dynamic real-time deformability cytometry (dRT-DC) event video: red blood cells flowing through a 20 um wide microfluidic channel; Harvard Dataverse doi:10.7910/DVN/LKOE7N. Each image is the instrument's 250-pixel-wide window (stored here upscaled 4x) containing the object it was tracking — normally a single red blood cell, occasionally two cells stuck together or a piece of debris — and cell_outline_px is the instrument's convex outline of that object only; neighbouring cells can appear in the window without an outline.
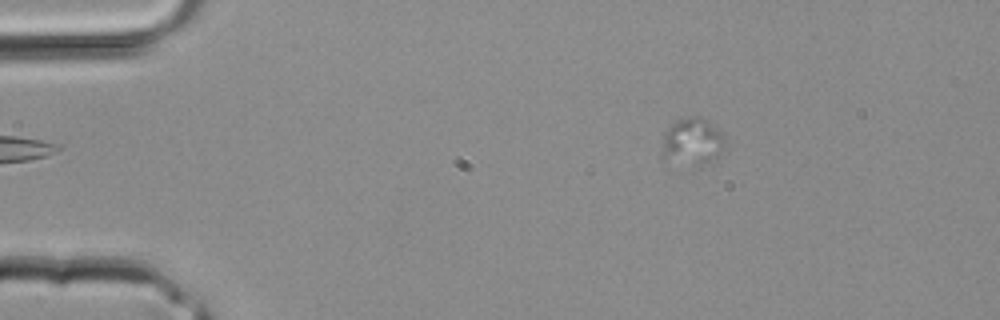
{"species": "common noctule bat (a hibernating species)", "species_latin": "Nyctalus noctula", "temperature_condition": "room temperature", "stored_images_in_passage": 3, "segment_of_instrument_passage": [1, 2], "camera_frame_rate_fps": 3000, "um_per_image_px": 0.085, "animal": {"sex": "male", "body_mass_g": 20.4}, "frame": {"image": 1, "passage_image": 1, "time_ms": 0.0, "image_size_px": [1000, 320], "cell_outline_px": [[724, 144], [716, 160], [692, 172], [664, 160], [660, 156], [664, 132], [672, 124], [688, 116], [696, 116], [712, 124], [724, 132]], "centroid_in_image_um": [58.82, 12.19], "position_along_channel_um": 26.2, "area_um2": 18.61}}